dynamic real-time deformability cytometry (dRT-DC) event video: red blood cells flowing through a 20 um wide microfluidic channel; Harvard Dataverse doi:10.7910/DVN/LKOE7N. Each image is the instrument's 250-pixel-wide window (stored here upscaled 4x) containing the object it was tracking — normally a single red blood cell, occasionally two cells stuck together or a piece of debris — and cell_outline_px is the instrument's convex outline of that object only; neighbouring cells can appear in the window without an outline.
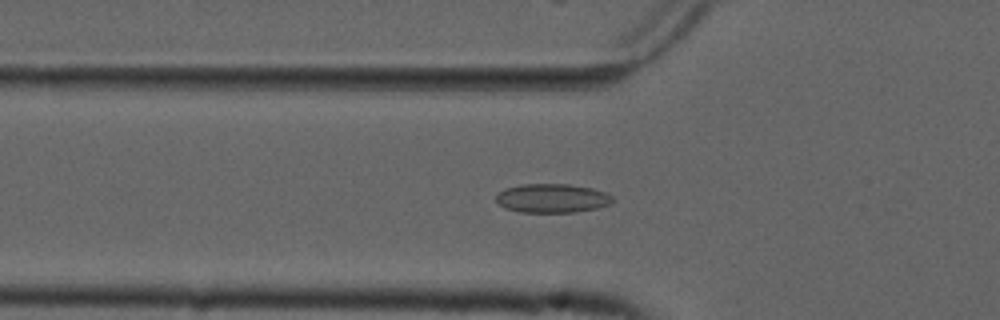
{"species": "common noctule bat (a hibernating species)", "species_latin": "Nyctalus noctula", "temperature_condition": "cold", "stored_images_in_passage": 54, "camera_frame_rate_fps": 3000, "um_per_image_px": 0.085, "animal": {"sex": "male", "forearm_length_mm": 52.5}, "frame": {"image": 1, "passage_image": 18, "time_ms": 5.667, "image_size_px": [1000, 320], "cell_outline_px": [[612, 200], [608, 204], [596, 208], [576, 212], [520, 212], [504, 208], [496, 204], [496, 192], [504, 188], [520, 184], [568, 184], [592, 188], [604, 192], [612, 196]], "centroid_in_image_um": [46.84, 16.84], "position_along_channel_um": 79.0, "area_um2": 19.77}}
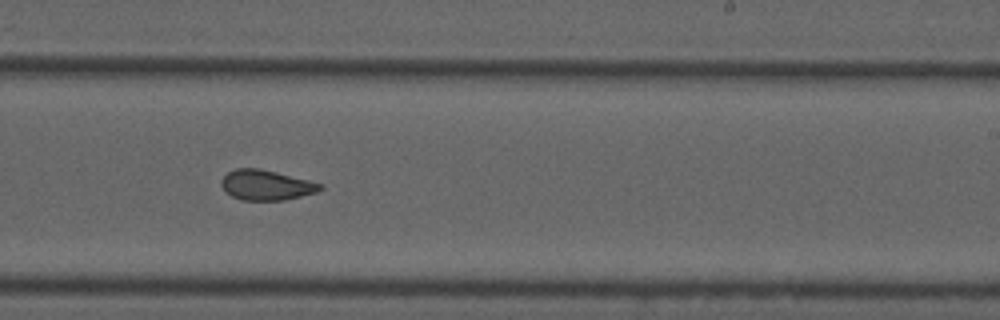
{"frame": {"image": 2, "passage_image": 33, "time_ms": 10.667, "image_size_px": [1000, 320], "cell_outline_px": [[324, 188], [316, 192], [284, 200], [240, 200], [232, 196], [220, 184], [220, 180], [228, 172], [236, 168], [260, 168], [324, 184]], "centroid_in_image_um": [22.63, 15.72], "position_along_channel_um": 266.4, "area_um2": 17.28}}
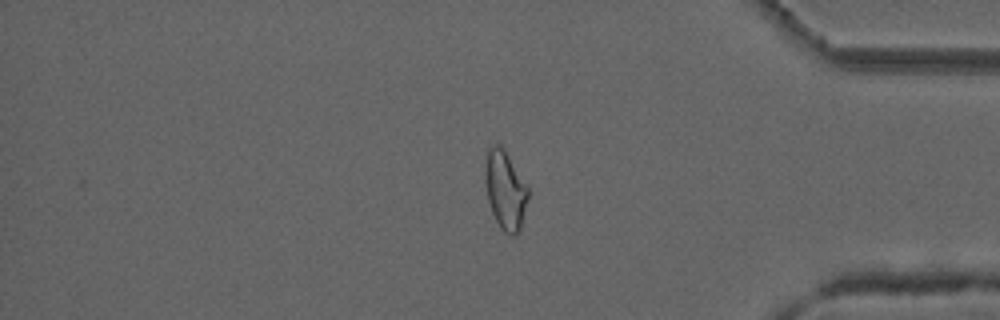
{"frame": {"image": 3, "passage_image": 45, "time_ms": 14.667, "image_size_px": [1000, 320], "cell_outline_px": [[528, 196], [520, 228], [516, 236], [512, 236], [504, 232], [500, 228], [492, 212], [488, 200], [484, 180], [484, 168], [488, 148], [492, 144], [500, 140], [528, 188]], "centroid_in_image_um": [42.91, 16.09], "position_along_channel_um": 392.3, "area_um2": 19.94}, "authors_computed_cell_mechanics": {"area_um2": 19.2474, "velocity_mm_per_s": 3.7388, "shape_relaxation_time_tau1_ms": null, "shape_relaxation_time_tau2_ms": 2.0195, "deformation_change_tau1": null, "deformation_change_tau2": 0.0731}}